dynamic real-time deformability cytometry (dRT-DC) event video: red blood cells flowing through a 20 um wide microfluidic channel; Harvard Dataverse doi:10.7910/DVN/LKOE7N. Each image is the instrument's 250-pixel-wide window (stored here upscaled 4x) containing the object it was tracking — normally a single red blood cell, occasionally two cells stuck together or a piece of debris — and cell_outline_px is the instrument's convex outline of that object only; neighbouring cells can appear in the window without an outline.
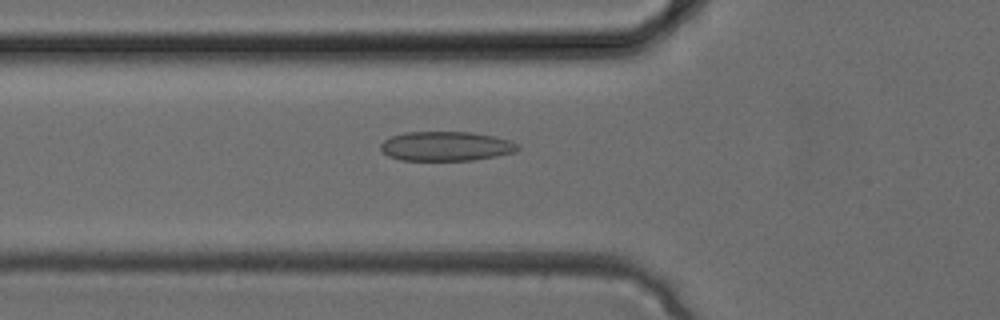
{"species": "common noctule bat (a hibernating species)", "species_latin": "Nyctalus noctula", "temperature_condition": "cold", "stored_images_in_passage": 29, "camera_frame_rate_fps": 3000, "um_per_image_px": 0.085, "animal": {"sex": "female", "body_mass_g": 24.6, "forearm_length_mm": 56.2}, "frame": {"image": 1, "passage_image": 6, "time_ms": 1.667, "image_size_px": [1000, 320], "cell_outline_px": [[520, 148], [516, 152], [496, 156], [472, 160], [400, 160], [388, 156], [380, 148], [380, 144], [384, 140], [392, 136], [404, 132], [472, 132], [496, 136], [520, 144]], "centroid_in_image_um": [37.94, 12.42], "position_along_channel_um": 87.9, "area_um2": 23.64}}
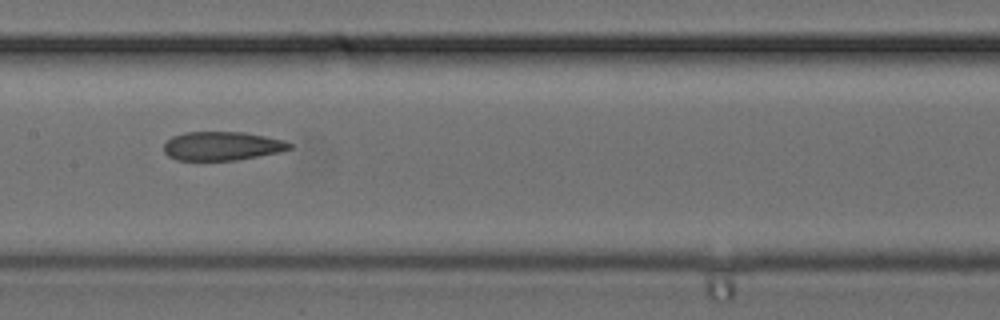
{"frame": {"image": 2, "passage_image": 11, "time_ms": 3.333, "image_size_px": [1000, 320], "cell_outline_px": [[292, 148], [280, 152], [236, 160], [176, 160], [168, 156], [164, 152], [164, 144], [172, 136], [184, 132], [244, 132], [284, 140], [292, 144]], "centroid_in_image_um": [18.87, 12.41], "position_along_channel_um": 188.5, "area_um2": 21.1}}
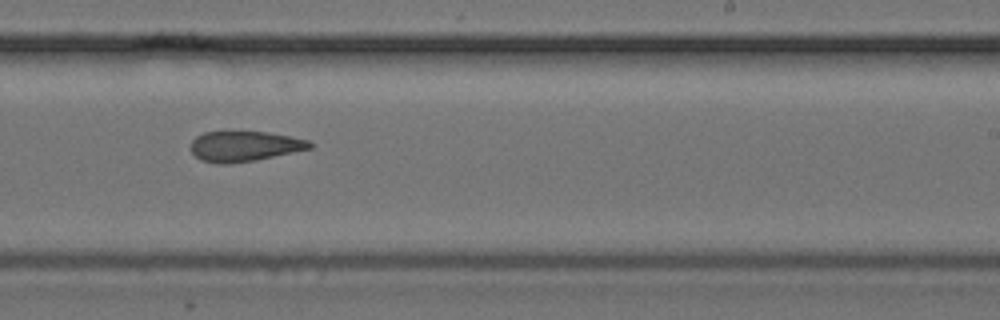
{"frame": {"image": 3, "passage_image": 15, "time_ms": 4.667, "image_size_px": [1000, 320], "cell_outline_px": [[316, 144], [312, 148], [256, 160], [228, 164], [216, 164], [200, 160], [192, 152], [192, 140], [196, 136], [204, 132], [268, 132], [308, 140]], "centroid_in_image_um": [20.79, 12.44], "position_along_channel_um": 268.2, "area_um2": 20.98}}